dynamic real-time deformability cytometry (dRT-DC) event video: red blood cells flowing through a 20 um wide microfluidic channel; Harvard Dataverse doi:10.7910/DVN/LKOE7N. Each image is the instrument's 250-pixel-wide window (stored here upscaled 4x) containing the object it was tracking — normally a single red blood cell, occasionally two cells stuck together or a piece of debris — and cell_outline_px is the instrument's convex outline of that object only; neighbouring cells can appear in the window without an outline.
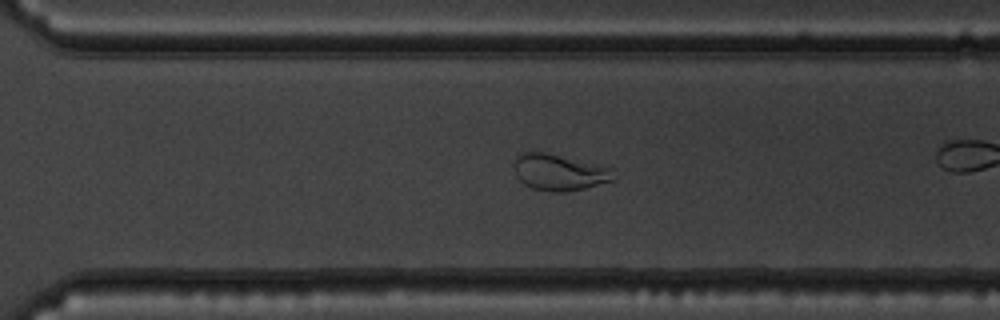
{"species": "common noctule bat (a hibernating species)", "species_latin": "Nyctalus noctula", "temperature_condition": "warm", "stored_images_in_passage": 45, "camera_frame_rate_fps": 3000, "um_per_image_px": 0.085, "animal": {"sex": "male", "body_mass_g": 19.5, "forearm_length_mm": 54.6}, "frame": {"image": 1, "passage_image": 39, "time_ms": 12.667, "image_size_px": [1000, 320], "cell_outline_px": [[612, 180], [584, 188], [564, 192], [552, 192], [532, 188], [524, 184], [516, 176], [512, 164], [516, 156], [524, 152], [544, 152], [612, 168]], "centroid_in_image_um": [47.45, 14.65], "position_along_channel_um": 323.2, "area_um2": 20.75}}
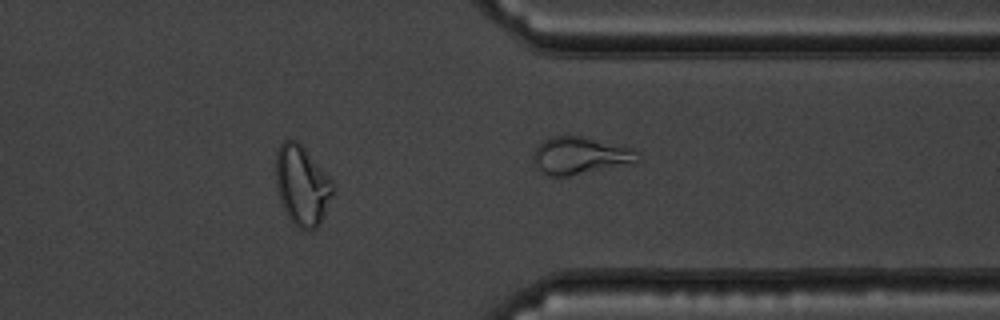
{"frame": {"image": 2, "passage_image": 45, "time_ms": 14.667, "image_size_px": [1000, 320], "cell_outline_px": [[640, 160], [568, 176], [548, 176], [536, 164], [532, 156], [532, 152], [544, 140], [552, 136], [584, 136], [632, 148], [636, 152]], "centroid_in_image_um": [49.26, 13.2], "position_along_channel_um": 362.1, "area_um2": 22.02}}